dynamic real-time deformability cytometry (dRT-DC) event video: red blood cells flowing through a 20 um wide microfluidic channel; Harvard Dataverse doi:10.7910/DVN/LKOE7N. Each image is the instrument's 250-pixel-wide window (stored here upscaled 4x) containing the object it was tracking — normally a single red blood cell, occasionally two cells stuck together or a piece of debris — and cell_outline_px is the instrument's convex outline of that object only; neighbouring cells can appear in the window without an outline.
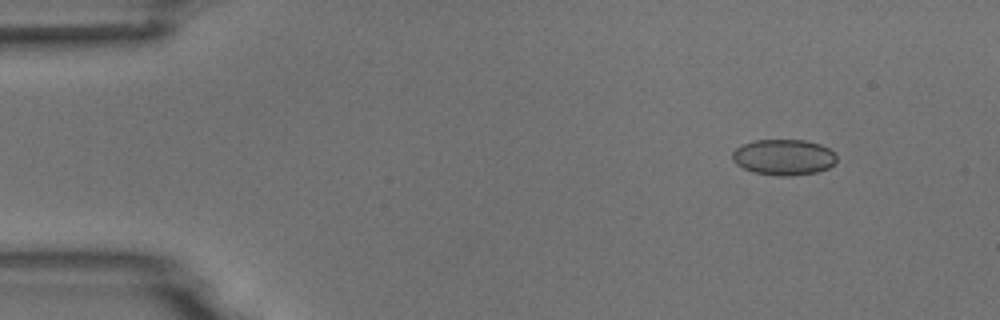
{"species": "common noctule bat (a hibernating species)", "species_latin": "Nyctalus noctula", "temperature_condition": "room temperature", "stored_images_in_passage": 5, "segment_of_instrument_passage": [1, 2], "camera_frame_rate_fps": 3000, "um_per_image_px": 0.085, "animal": {"sex": "male", "body_mass_g": 18.8}, "frame": {"image": 1, "passage_image": 2, "time_ms": 1.0, "image_size_px": [1000, 320], "cell_outline_px": [[836, 160], [828, 168], [816, 172], [788, 176], [776, 176], [752, 172], [736, 164], [732, 160], [732, 152], [736, 148], [744, 144], [756, 140], [804, 140], [820, 144], [836, 152]], "centroid_in_image_um": [66.61, 13.36], "position_along_channel_um": 18.4, "area_um2": 21.79}}